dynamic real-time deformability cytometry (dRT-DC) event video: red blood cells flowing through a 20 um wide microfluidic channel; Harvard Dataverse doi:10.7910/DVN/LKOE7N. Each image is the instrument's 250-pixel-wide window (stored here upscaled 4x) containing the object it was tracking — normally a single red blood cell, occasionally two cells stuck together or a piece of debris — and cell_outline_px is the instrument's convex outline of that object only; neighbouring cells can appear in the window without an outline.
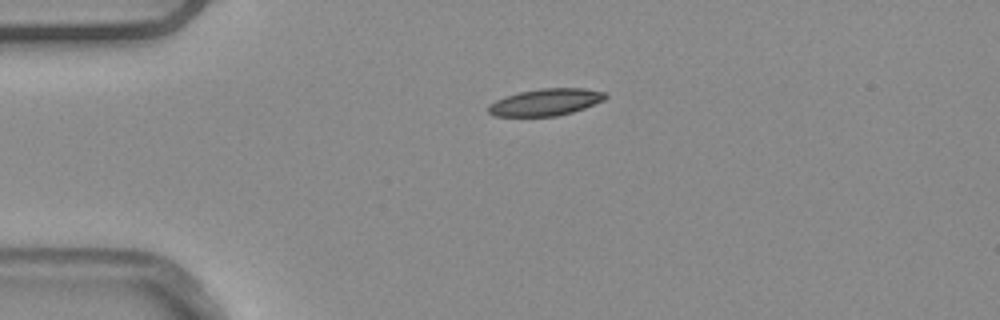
{"species": "common noctule bat (a hibernating species)", "species_latin": "Nyctalus noctula", "temperature_condition": "warm", "stored_images_in_passage": 2, "camera_frame_rate_fps": 3000, "um_per_image_px": 0.085, "animal": {"sex": "male", "body_mass_g": 20.4}, "frame": {"image": 1, "passage_image": 1, "time_ms": 0.0, "image_size_px": [1000, 320], "cell_outline_px": [[608, 96], [604, 100], [584, 108], [572, 112], [556, 116], [496, 116], [488, 112], [488, 104], [504, 96], [520, 92], [540, 88], [584, 88], [604, 92]], "centroid_in_image_um": [46.37, 8.68], "position_along_channel_um": 38.6, "area_um2": 18.32}}